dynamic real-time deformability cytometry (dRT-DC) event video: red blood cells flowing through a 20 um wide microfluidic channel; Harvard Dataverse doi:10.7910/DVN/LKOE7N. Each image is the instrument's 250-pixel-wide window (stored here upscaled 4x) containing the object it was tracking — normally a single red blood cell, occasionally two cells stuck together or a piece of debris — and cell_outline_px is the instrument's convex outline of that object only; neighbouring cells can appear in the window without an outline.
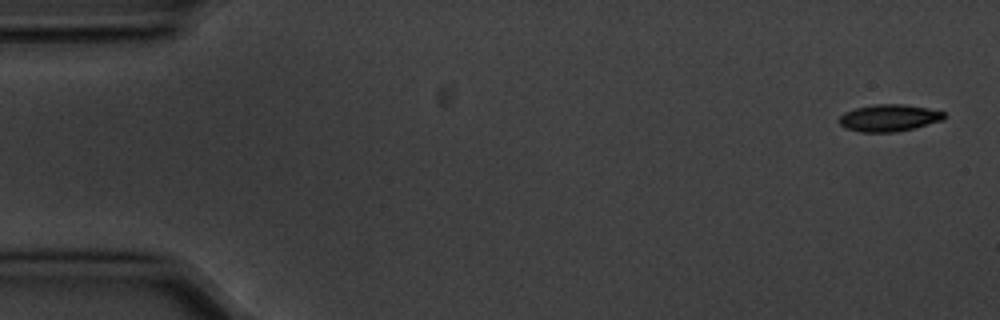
{"species": "common noctule bat (a hibernating species)", "species_latin": "Nyctalus noctula", "temperature_condition": "cold", "stored_images_in_passage": 4, "camera_frame_rate_fps": 3000, "um_per_image_px": 0.085, "animal": {"sex": "male", "body_mass_g": 20.1, "forearm_length_mm": 53.5}, "frame": {"image": 1, "passage_image": 1, "time_ms": 0.0, "image_size_px": [1000, 320], "cell_outline_px": [[944, 120], [896, 132], [860, 132], [844, 128], [840, 124], [840, 116], [844, 112], [856, 108], [872, 104], [904, 104], [928, 108], [944, 112]], "centroid_in_image_um": [75.54, 10.02], "position_along_channel_um": 9.5, "area_um2": 16.47}}
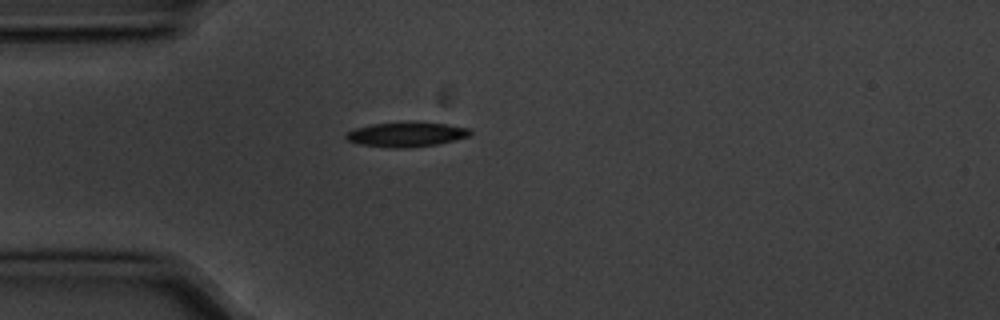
{"frame": {"image": 2, "passage_image": 4, "time_ms": 1.0, "image_size_px": [1000, 320], "cell_outline_px": [[472, 132], [468, 136], [436, 144], [404, 148], [392, 148], [360, 144], [348, 140], [344, 136], [348, 132], [356, 128], [372, 124], [448, 124], [468, 128]], "centroid_in_image_um": [34.51, 11.46], "position_along_channel_um": 50.5, "area_um2": 16.88}}